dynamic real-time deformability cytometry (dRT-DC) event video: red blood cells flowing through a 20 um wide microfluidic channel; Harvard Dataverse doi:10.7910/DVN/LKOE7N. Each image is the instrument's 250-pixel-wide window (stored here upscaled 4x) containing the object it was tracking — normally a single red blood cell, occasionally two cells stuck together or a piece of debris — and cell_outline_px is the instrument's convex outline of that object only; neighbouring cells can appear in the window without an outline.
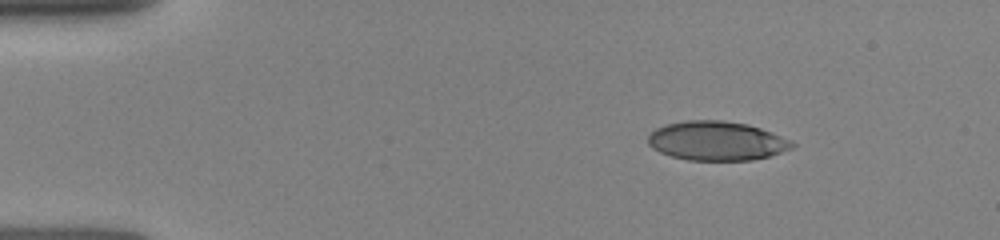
{"species": "human", "species_latin": "Homo sapiens", "temperature_condition": "room temperature", "stored_images_in_passage": 9, "camera_frame_rate_fps": 3000, "um_per_image_px": 0.085, "donor": {"sex": "female"}, "frame": {"image": 1, "passage_image": 1, "time_ms": 0.0, "image_size_px": [1000, 240], "cell_outline_px": [[796, 144], [792, 148], [768, 156], [752, 160], [688, 160], [672, 156], [660, 152], [652, 148], [648, 144], [648, 136], [656, 128], [668, 124], [684, 120], [720, 120], [748, 124], [760, 128], [788, 140]], "centroid_in_image_um": [60.88, 11.97], "position_along_channel_um": 24.1, "area_um2": 32.54}}
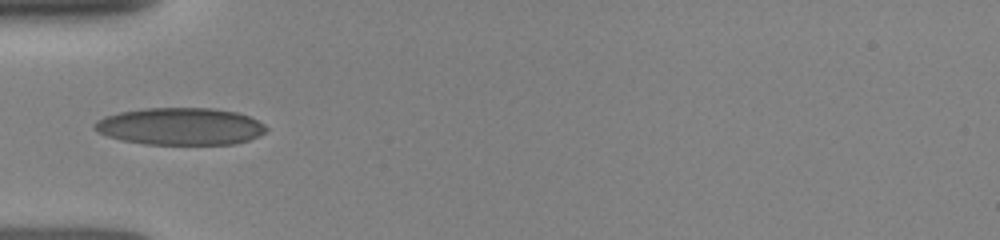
{"frame": {"image": 2, "passage_image": 7, "time_ms": 3.0, "image_size_px": [1000, 240], "cell_outline_px": [[268, 128], [260, 136], [236, 144], [144, 144], [120, 140], [96, 132], [92, 128], [92, 124], [96, 120], [104, 116], [120, 112], [144, 108], [212, 108], [236, 112], [248, 116], [264, 124]], "centroid_in_image_um": [15.28, 10.74], "position_along_channel_um": 69.7, "area_um2": 37.45}}